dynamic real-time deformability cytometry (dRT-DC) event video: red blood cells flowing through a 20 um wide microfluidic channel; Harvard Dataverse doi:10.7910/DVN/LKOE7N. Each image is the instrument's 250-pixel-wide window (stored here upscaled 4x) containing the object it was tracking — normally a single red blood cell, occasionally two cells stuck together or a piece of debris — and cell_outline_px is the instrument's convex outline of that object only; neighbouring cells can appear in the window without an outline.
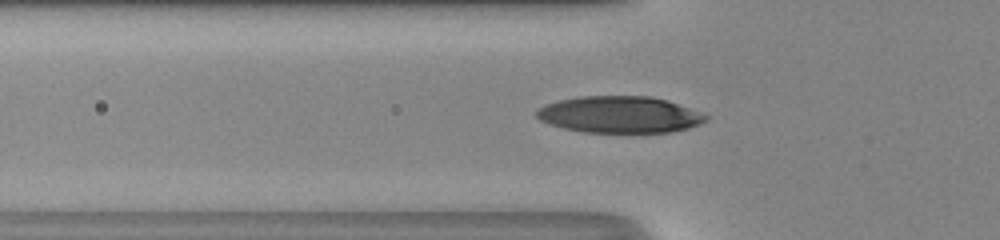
{"species": "human", "species_latin": "Homo sapiens", "temperature_condition": "room temperature", "stored_images_in_passage": 43, "camera_frame_rate_fps": 3000, "um_per_image_px": 0.085, "donor": {"sex": "male"}, "frame": {"image": 1, "passage_image": 12, "time_ms": 3.667, "image_size_px": [1000, 240], "cell_outline_px": [[708, 120], [700, 124], [688, 128], [672, 132], [584, 132], [564, 128], [540, 120], [536, 116], [536, 112], [544, 104], [560, 100], [580, 96], [652, 96], [668, 100], [708, 116]], "centroid_in_image_um": [52.68, 9.73], "position_along_channel_um": 73.1, "area_um2": 35.95}}
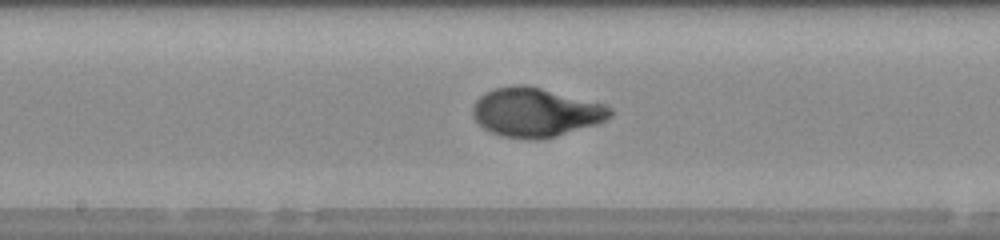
{"frame": {"image": 2, "passage_image": 21, "time_ms": 6.667, "image_size_px": [1000, 240], "cell_outline_px": [[616, 112], [612, 116], [596, 124], [556, 136], [536, 140], [528, 140], [500, 136], [484, 128], [472, 116], [472, 108], [476, 100], [484, 92], [492, 88], [516, 84], [524, 84], [540, 88], [600, 104], [612, 108]], "centroid_in_image_um": [45.48, 9.56], "position_along_channel_um": 202.7, "area_um2": 39.07}}
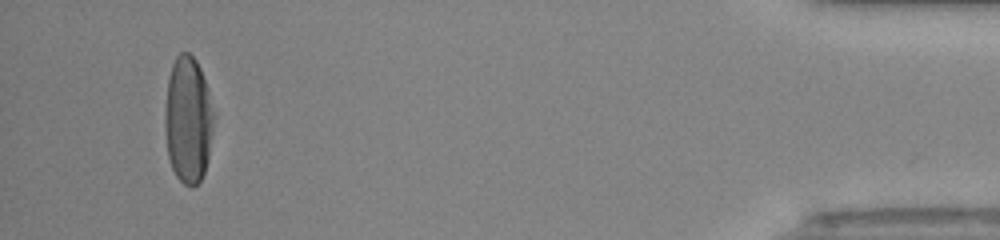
{"frame": {"image": 3, "passage_image": 41, "time_ms": 13.333, "image_size_px": [1000, 240], "cell_outline_px": [[216, 116], [208, 156], [204, 172], [200, 180], [192, 188], [184, 184], [176, 176], [172, 168], [168, 156], [164, 128], [164, 112], [168, 76], [172, 64], [176, 56], [180, 52], [188, 52], [196, 60], [200, 68]], "centroid_in_image_um": [15.98, 10.18], "position_along_channel_um": 419.2, "area_um2": 36.47}, "authors_computed_cell_mechanics": {"area_um2": 36.8186, "velocity_mm_per_s": 4.3196, "shape_relaxation_time_tau1_ms": 3.4285, "shape_relaxation_time_tau2_ms": null, "deformation_change_tau1": 0.2133, "deformation_change_tau2": null}}